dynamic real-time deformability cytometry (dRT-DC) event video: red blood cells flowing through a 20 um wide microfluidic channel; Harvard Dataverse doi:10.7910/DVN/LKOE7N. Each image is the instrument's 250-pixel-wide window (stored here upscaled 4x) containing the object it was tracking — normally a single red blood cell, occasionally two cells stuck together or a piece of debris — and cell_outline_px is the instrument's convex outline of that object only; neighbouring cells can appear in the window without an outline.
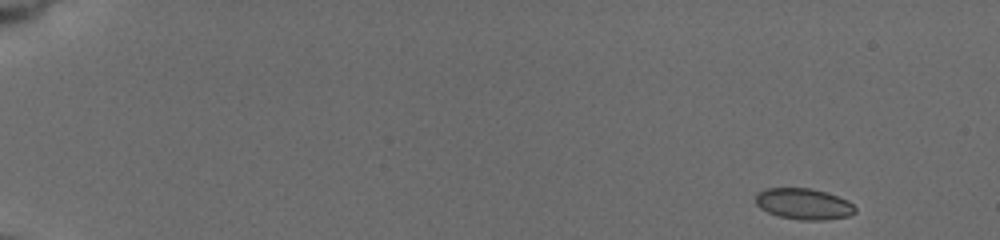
{"species": "common noctule bat (a hibernating species)", "species_latin": "Nyctalus noctula", "temperature_condition": "cold", "stored_images_in_passage": 15, "camera_frame_rate_fps": 3000, "um_per_image_px": 0.085, "animal": {"sex": "female", "body_mass_g": 19.5, "forearm_length_mm": 54.1}, "frame": {"image": 1, "passage_image": 1, "time_ms": 0.0, "image_size_px": [1000, 240], "cell_outline_px": [[856, 212], [848, 216], [824, 220], [800, 220], [780, 216], [768, 212], [760, 208], [756, 204], [756, 192], [764, 188], [812, 188], [848, 200], [856, 208]], "centroid_in_image_um": [68.29, 17.33], "position_along_channel_um": 16.7, "area_um2": 18.03}}
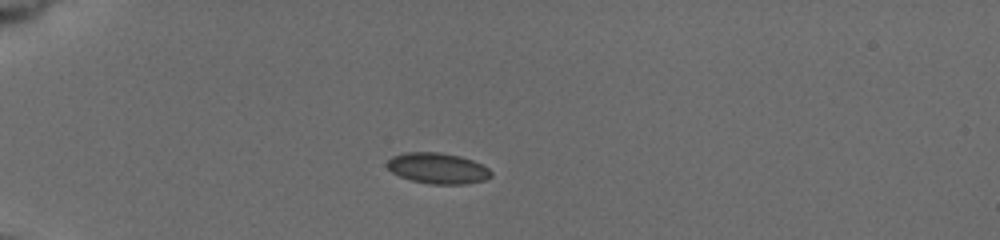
{"frame": {"image": 2, "passage_image": 11, "time_ms": 4.0, "image_size_px": [1000, 240], "cell_outline_px": [[492, 176], [484, 180], [464, 184], [432, 184], [412, 180], [400, 176], [392, 172], [384, 164], [392, 156], [404, 152], [440, 152], [460, 156], [472, 160], [488, 168], [492, 172]], "centroid_in_image_um": [37.18, 14.29], "position_along_channel_um": 47.8, "area_um2": 18.67}}
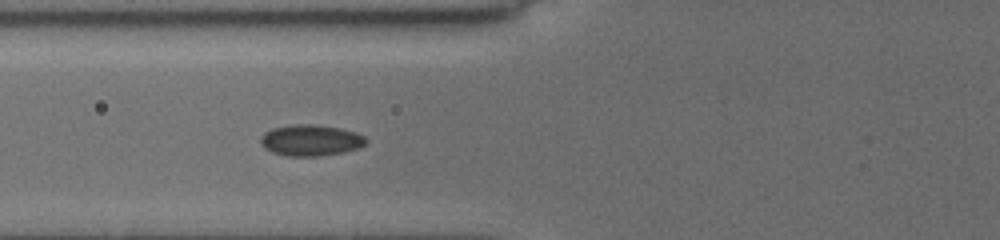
{"frame": {"image": 3, "passage_image": 15, "time_ms": 6.333, "image_size_px": [1000, 240], "cell_outline_px": [[368, 140], [360, 148], [320, 156], [284, 156], [272, 152], [264, 148], [260, 144], [260, 136], [264, 132], [272, 128], [292, 124], [316, 124], [340, 128], [356, 132], [364, 136]], "centroid_in_image_um": [26.37, 11.92], "position_along_channel_um": 99.4, "area_um2": 19.36}}